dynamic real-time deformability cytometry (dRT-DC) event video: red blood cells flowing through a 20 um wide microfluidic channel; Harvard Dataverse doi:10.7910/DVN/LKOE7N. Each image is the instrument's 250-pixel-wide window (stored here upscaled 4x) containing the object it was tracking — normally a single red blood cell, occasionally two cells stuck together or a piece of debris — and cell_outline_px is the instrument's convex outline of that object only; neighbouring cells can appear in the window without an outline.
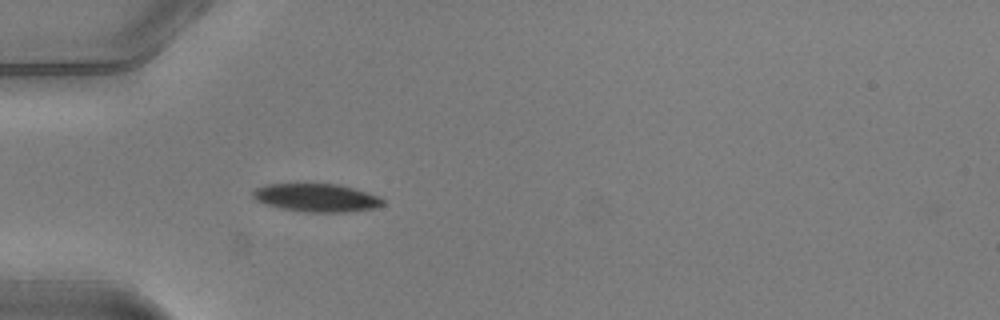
{"species": "common noctule bat (a hibernating species)", "species_latin": "Nyctalus noctula", "temperature_condition": "warm", "stored_images_in_passage": 36, "camera_frame_rate_fps": 3000, "um_per_image_px": 0.085, "animal": {"sex": "male", "body_mass_g": 20.5, "forearm_length_mm": 52.5}, "frame": {"image": 1, "passage_image": 1, "time_ms": 0.0, "image_size_px": [1000, 320], "cell_outline_px": [[384, 204], [376, 208], [344, 212], [312, 212], [280, 208], [256, 200], [252, 196], [252, 192], [256, 188], [264, 184], [340, 184], [368, 192], [380, 196], [384, 200]], "centroid_in_image_um": [26.94, 16.8], "position_along_channel_um": 58.1, "area_um2": 21.27}}
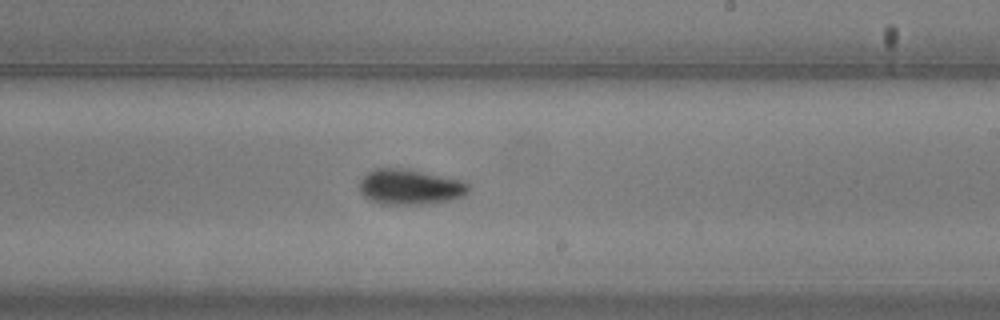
{"frame": {"image": 2, "passage_image": 16, "time_ms": 5.0, "image_size_px": [1000, 320], "cell_outline_px": [[468, 192], [464, 196], [452, 200], [432, 204], [380, 204], [368, 200], [360, 192], [360, 180], [368, 172], [376, 168], [408, 168], [464, 180], [468, 184]], "centroid_in_image_um": [34.87, 15.89], "position_along_channel_um": 254.1, "area_um2": 22.95}}
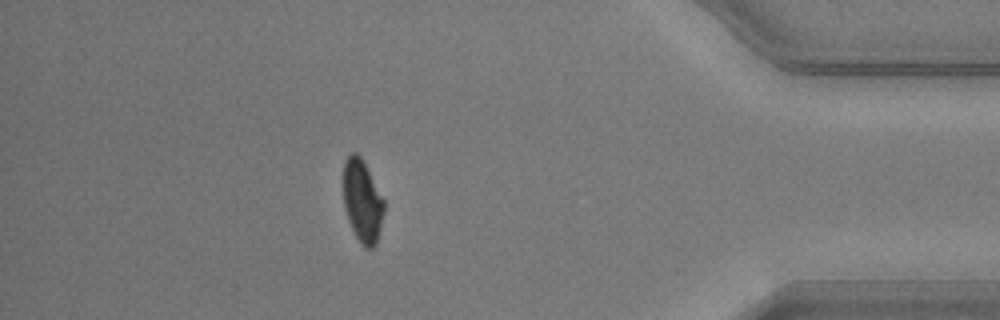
{"frame": {"image": 3, "passage_image": 30, "time_ms": 9.667, "image_size_px": [1000, 320], "cell_outline_px": [[384, 212], [376, 244], [372, 248], [364, 248], [360, 244], [348, 220], [344, 208], [344, 160], [352, 152], [356, 152], [360, 156], [384, 200]], "centroid_in_image_um": [30.79, 17.12], "position_along_channel_um": 404.4, "area_um2": 19.31}, "authors_computed_cell_mechanics": {"area_um2": 21.2704, "velocity_mm_per_s": 4.0369, "shape_relaxation_time_tau1_ms": 2.2345, "shape_relaxation_time_tau2_ms": 7.0888, "deformation_change_tau1": 0.1362, "deformation_change_tau2": 0.0824}}